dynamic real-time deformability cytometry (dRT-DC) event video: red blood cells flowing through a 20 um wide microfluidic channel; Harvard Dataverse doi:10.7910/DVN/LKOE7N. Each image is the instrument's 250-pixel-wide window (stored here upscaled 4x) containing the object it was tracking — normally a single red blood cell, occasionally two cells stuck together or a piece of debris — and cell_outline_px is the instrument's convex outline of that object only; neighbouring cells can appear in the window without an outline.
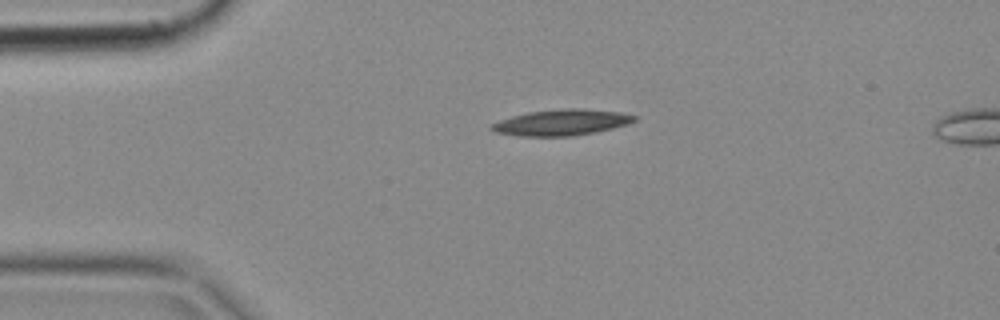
{"species": "common noctule bat (a hibernating species)", "species_latin": "Nyctalus noctula", "temperature_condition": "cold", "stored_images_in_passage": 3, "camera_frame_rate_fps": 3000, "um_per_image_px": 0.085, "animal": {"sex": "female", "body_mass_g": 18.4}, "frame": {"image": 1, "passage_image": 1, "time_ms": 0.0, "image_size_px": [1000, 320], "cell_outline_px": [[636, 120], [628, 124], [596, 132], [572, 136], [520, 136], [496, 132], [488, 128], [492, 124], [500, 120], [512, 116], [528, 112], [568, 108], [580, 108], [620, 112], [636, 116]], "centroid_in_image_um": [47.73, 10.41], "position_along_channel_um": 37.3, "area_um2": 21.5}}
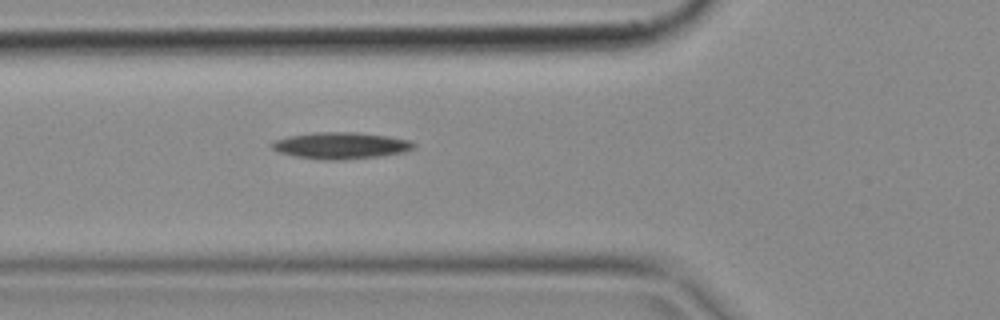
{"frame": {"image": 2, "passage_image": 3, "time_ms": 0.667, "image_size_px": [1000, 320], "cell_outline_px": [[416, 148], [404, 152], [376, 156], [336, 160], [328, 160], [296, 156], [280, 152], [272, 148], [272, 144], [276, 140], [288, 136], [312, 132], [360, 132], [388, 136], [408, 140], [416, 144]], "centroid_in_image_um": [29.0, 12.35], "position_along_channel_um": 96.8, "area_um2": 21.73}}